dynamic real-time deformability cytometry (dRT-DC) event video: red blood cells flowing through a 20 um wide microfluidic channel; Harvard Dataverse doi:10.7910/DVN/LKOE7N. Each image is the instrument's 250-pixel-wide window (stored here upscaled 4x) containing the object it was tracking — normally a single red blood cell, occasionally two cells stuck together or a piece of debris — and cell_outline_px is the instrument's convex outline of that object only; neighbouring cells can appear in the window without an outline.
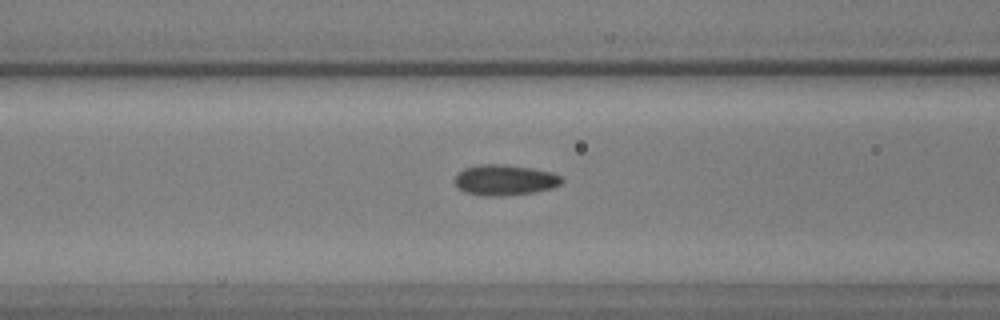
{"species": "common noctule bat (a hibernating species)", "species_latin": "Nyctalus noctula", "temperature_condition": "warm", "stored_images_in_passage": 50, "camera_frame_rate_fps": 3000, "um_per_image_px": 0.085, "animal": {"sex": "male", "body_mass_g": 17.9, "forearm_length_mm": 54.2}, "frame": {"image": 1, "passage_image": 14, "time_ms": 4.333, "image_size_px": [1000, 320], "cell_outline_px": [[564, 180], [560, 184], [552, 188], [536, 192], [504, 196], [484, 196], [464, 192], [456, 184], [456, 176], [464, 168], [480, 164], [504, 164], [532, 168], [552, 172], [560, 176]], "centroid_in_image_um": [42.94, 15.3], "position_along_channel_um": 123.7, "area_um2": 19.13}}
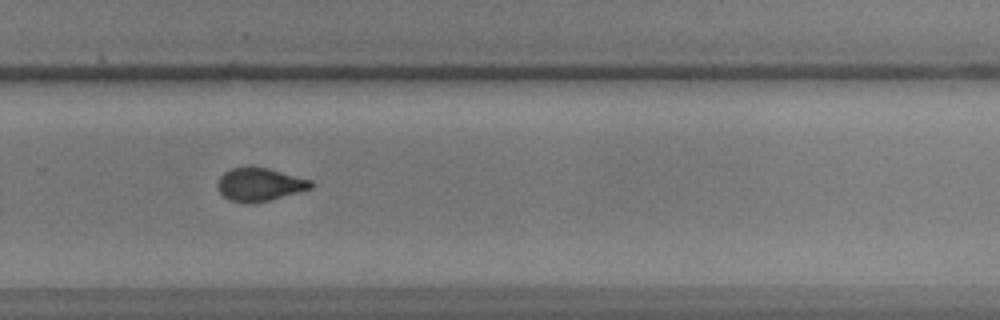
{"frame": {"image": 2, "passage_image": 30, "time_ms": 9.667, "image_size_px": [1000, 320], "cell_outline_px": [[316, 184], [312, 188], [268, 200], [248, 204], [232, 200], [224, 196], [220, 192], [216, 184], [220, 176], [224, 172], [232, 168], [252, 164], [268, 168], [312, 180]], "centroid_in_image_um": [22.06, 15.64], "position_along_channel_um": 307.7, "area_um2": 18.26}}
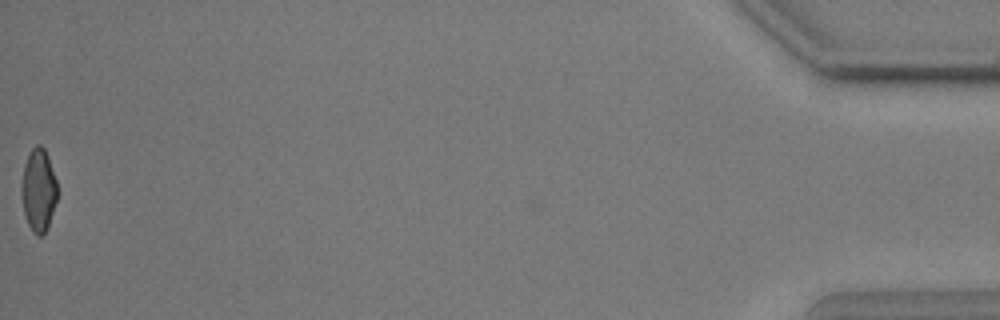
{"frame": {"image": 3, "passage_image": 49, "time_ms": 16.0, "image_size_px": [1000, 320], "cell_outline_px": [[60, 192], [48, 228], [40, 236], [36, 236], [32, 232], [24, 216], [20, 192], [20, 184], [24, 164], [32, 148], [36, 144], [40, 144], [44, 148], [48, 156]], "centroid_in_image_um": [3.28, 16.19], "position_along_channel_um": 431.9, "area_um2": 17.92}}